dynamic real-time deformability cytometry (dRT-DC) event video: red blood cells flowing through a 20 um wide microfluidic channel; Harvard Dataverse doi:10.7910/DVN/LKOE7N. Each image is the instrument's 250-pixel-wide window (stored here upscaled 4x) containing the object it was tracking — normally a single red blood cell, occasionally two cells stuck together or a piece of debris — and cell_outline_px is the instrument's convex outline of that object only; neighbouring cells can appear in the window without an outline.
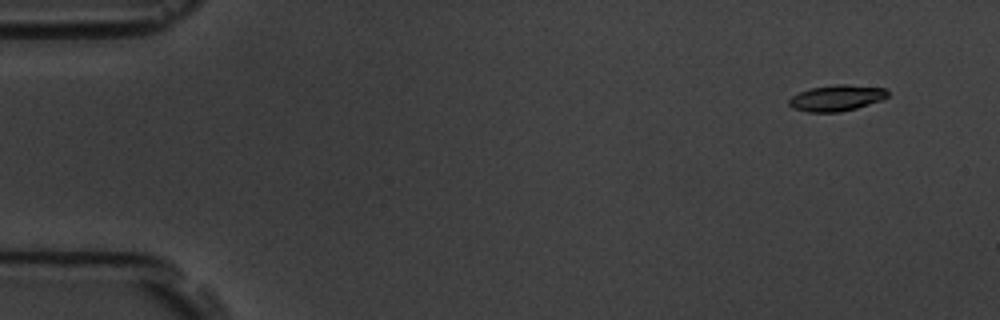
{"species": "common noctule bat (a hibernating species)", "species_latin": "Nyctalus noctula", "temperature_condition": "room temperature", "stored_images_in_passage": 6, "camera_frame_rate_fps": 3000, "um_per_image_px": 0.085, "animal": {"sex": "male", "body_mass_g": 19.5, "forearm_length_mm": 54.6}, "frame": {"image": 1, "passage_image": 1, "time_ms": 0.0, "image_size_px": [1000, 320], "cell_outline_px": [[888, 96], [884, 100], [856, 108], [840, 112], [808, 112], [792, 108], [788, 104], [788, 100], [792, 96], [800, 92], [812, 88], [836, 84], [844, 84], [888, 88]], "centroid_in_image_um": [71.14, 8.33], "position_along_channel_um": 13.9, "area_um2": 15.09}}
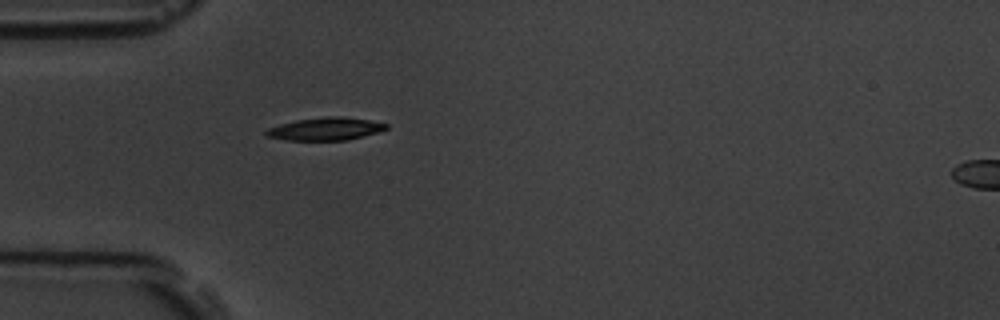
{"frame": {"image": 2, "passage_image": 5, "time_ms": 4.333, "image_size_px": [1000, 320], "cell_outline_px": [[388, 128], [376, 132], [348, 140], [284, 140], [264, 136], [264, 132], [268, 128], [280, 124], [296, 120], [328, 116], [340, 116], [368, 120], [388, 124]], "centroid_in_image_um": [27.61, 10.96], "position_along_channel_um": 57.4, "area_um2": 15.84}}